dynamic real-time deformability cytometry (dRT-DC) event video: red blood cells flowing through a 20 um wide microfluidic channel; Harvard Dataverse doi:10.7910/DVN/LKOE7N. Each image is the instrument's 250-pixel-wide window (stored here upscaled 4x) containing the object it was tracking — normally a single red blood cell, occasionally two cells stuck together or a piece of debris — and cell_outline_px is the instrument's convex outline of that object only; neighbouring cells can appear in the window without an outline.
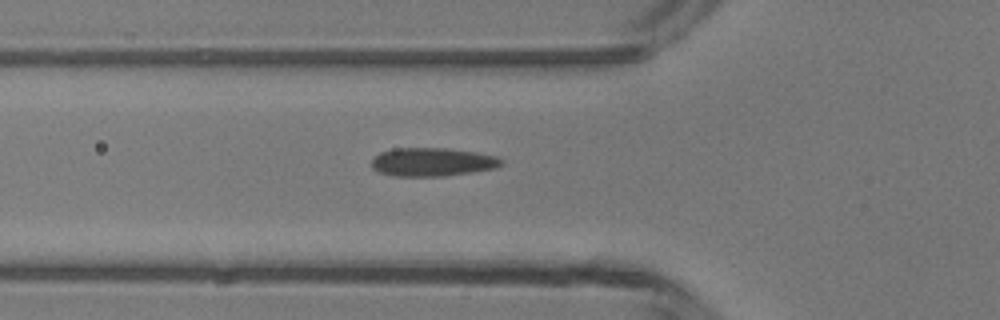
{"species": "common noctule bat (a hibernating species)", "species_latin": "Nyctalus noctula", "temperature_condition": "room temperature", "stored_images_in_passage": 3, "camera_frame_rate_fps": 3000, "um_per_image_px": 0.085, "animal": {"sex": "male", "body_mass_g": 13.3}, "frame": {"image": 1, "passage_image": 3, "time_ms": 2.333, "image_size_px": [1000, 320], "cell_outline_px": [[504, 160], [500, 164], [492, 168], [444, 176], [392, 176], [376, 172], [372, 168], [372, 160], [380, 152], [392, 148], [448, 148], [476, 152], [500, 156]], "centroid_in_image_um": [36.7, 13.76], "position_along_channel_um": 89.1, "area_um2": 21.56}}